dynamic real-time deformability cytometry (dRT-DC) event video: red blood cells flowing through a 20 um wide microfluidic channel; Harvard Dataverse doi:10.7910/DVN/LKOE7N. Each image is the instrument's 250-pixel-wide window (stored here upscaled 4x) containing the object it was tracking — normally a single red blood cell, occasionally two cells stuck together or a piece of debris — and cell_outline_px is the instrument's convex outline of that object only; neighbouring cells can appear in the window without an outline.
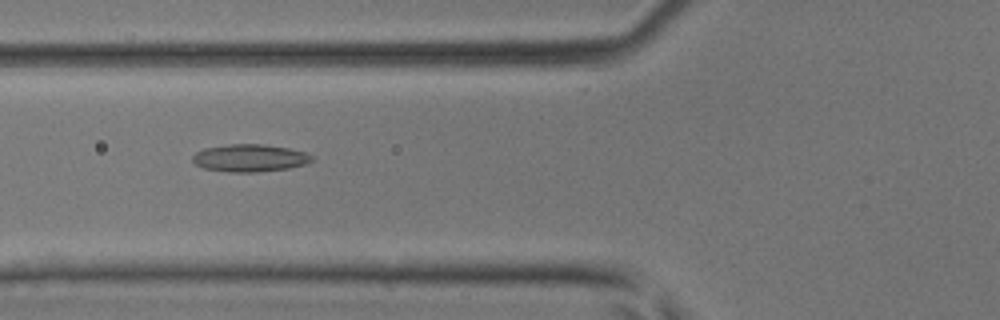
{"species": "common noctule bat (a hibernating species)", "species_latin": "Nyctalus noctula", "temperature_condition": "room temperature", "stored_images_in_passage": 31, "camera_frame_rate_fps": 3000, "um_per_image_px": 0.085, "animal": {"sex": "male", "body_mass_g": 17.9, "forearm_length_mm": 54.2}, "frame": {"image": 1, "passage_image": 3, "time_ms": 0.667, "image_size_px": [1000, 320], "cell_outline_px": [[312, 160], [304, 164], [288, 168], [260, 172], [228, 172], [204, 168], [196, 164], [192, 160], [192, 156], [196, 152], [204, 148], [228, 144], [264, 144], [288, 148], [304, 152], [312, 156]], "centroid_in_image_um": [21.2, 13.43], "position_along_channel_um": 104.6, "area_um2": 19.02}}
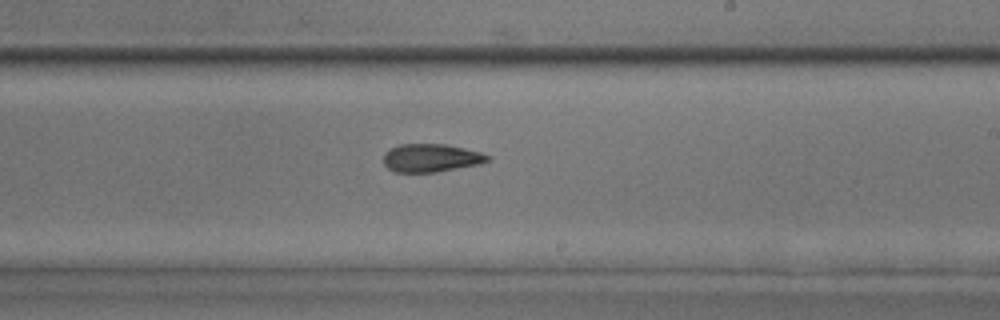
{"frame": {"image": 2, "passage_image": 13, "time_ms": 4.0, "image_size_px": [1000, 320], "cell_outline_px": [[488, 160], [476, 164], [436, 172], [396, 172], [388, 168], [384, 164], [384, 152], [400, 144], [444, 144], [464, 148], [480, 152], [488, 156]], "centroid_in_image_um": [36.58, 13.42], "position_along_channel_um": 252.4, "area_um2": 16.7}}
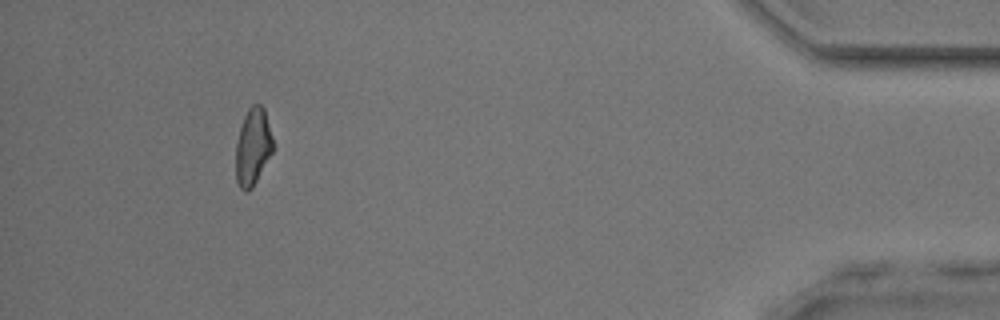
{"frame": {"image": 3, "passage_image": 28, "time_ms": 9.0, "image_size_px": [1000, 320], "cell_outline_px": [[276, 148], [252, 188], [248, 192], [244, 192], [240, 188], [236, 180], [236, 144], [240, 128], [244, 116], [248, 108], [252, 104], [260, 104], [264, 108]], "centroid_in_image_um": [21.52, 12.49], "position_along_channel_um": 413.7, "area_um2": 17.05}}